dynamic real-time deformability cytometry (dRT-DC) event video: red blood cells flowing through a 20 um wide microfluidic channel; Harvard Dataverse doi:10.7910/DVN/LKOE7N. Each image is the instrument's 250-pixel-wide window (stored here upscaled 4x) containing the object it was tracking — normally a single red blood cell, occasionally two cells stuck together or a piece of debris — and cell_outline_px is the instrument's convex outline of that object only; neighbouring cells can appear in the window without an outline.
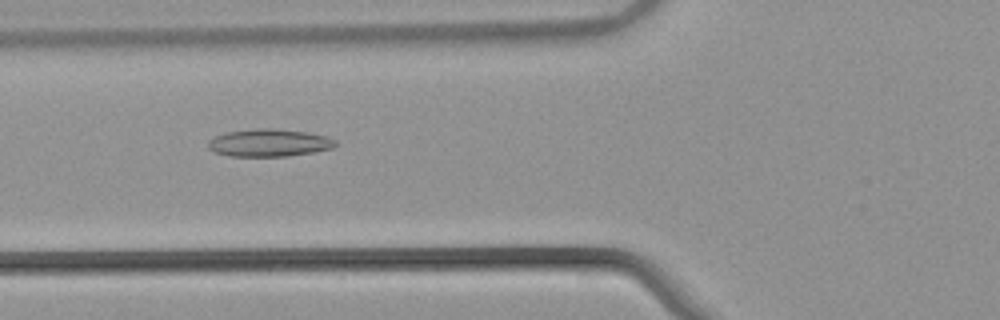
{"species": "common noctule bat (a hibernating species)", "species_latin": "Nyctalus noctula", "temperature_condition": "warm", "stored_images_in_passage": 54, "camera_frame_rate_fps": 3000, "um_per_image_px": 0.085, "animal": {"sex": "male", "body_mass_g": 21.5, "forearm_length_mm": 52.0}, "frame": {"image": 1, "passage_image": 21, "time_ms": 6.667, "image_size_px": [1000, 320], "cell_outline_px": [[336, 144], [332, 148], [312, 152], [288, 156], [228, 156], [212, 152], [208, 148], [208, 140], [212, 136], [224, 132], [256, 128], [272, 128], [308, 132], [328, 136], [336, 140]], "centroid_in_image_um": [22.82, 12.13], "position_along_channel_um": 103.0, "area_um2": 20.75}}
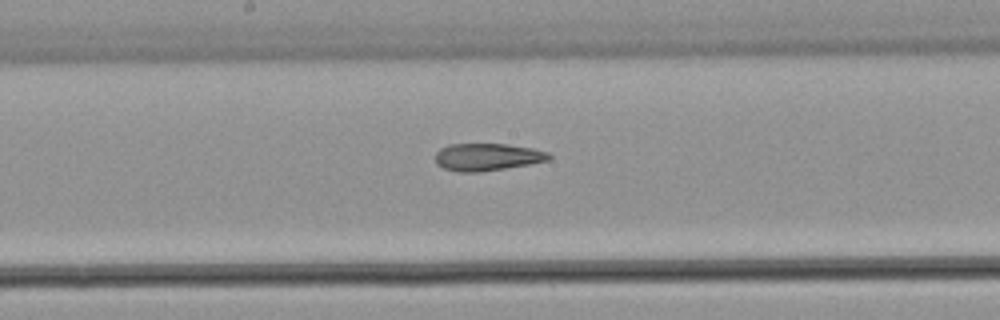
{"frame": {"image": 2, "passage_image": 29, "time_ms": 9.333, "image_size_px": [1000, 320], "cell_outline_px": [[552, 156], [548, 160], [528, 164], [480, 172], [460, 172], [444, 168], [436, 164], [436, 152], [440, 148], [448, 144], [508, 144], [532, 148], [548, 152]], "centroid_in_image_um": [41.39, 13.33], "position_along_channel_um": 206.8, "area_um2": 18.03}}
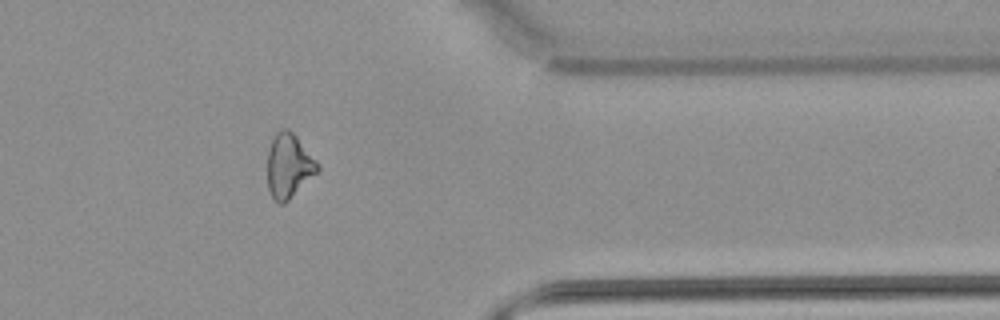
{"frame": {"image": 3, "passage_image": 44, "time_ms": 14.333, "image_size_px": [1000, 320], "cell_outline_px": [[320, 172], [284, 204], [280, 204], [272, 196], [268, 188], [268, 148], [276, 132], [284, 128], [288, 128], [296, 136], [320, 164]], "centroid_in_image_um": [24.58, 14.1], "position_along_channel_um": 386.8, "area_um2": 18.96}, "authors_computed_cell_mechanics": {"area_um2": 20.1144, "velocity_mm_per_s": 3.884, "shape_relaxation_time_tau1_ms": null, "shape_relaxation_time_tau2_ms": 5.5231, "deformation_change_tau1": null, "deformation_change_tau2": 0.1664}}